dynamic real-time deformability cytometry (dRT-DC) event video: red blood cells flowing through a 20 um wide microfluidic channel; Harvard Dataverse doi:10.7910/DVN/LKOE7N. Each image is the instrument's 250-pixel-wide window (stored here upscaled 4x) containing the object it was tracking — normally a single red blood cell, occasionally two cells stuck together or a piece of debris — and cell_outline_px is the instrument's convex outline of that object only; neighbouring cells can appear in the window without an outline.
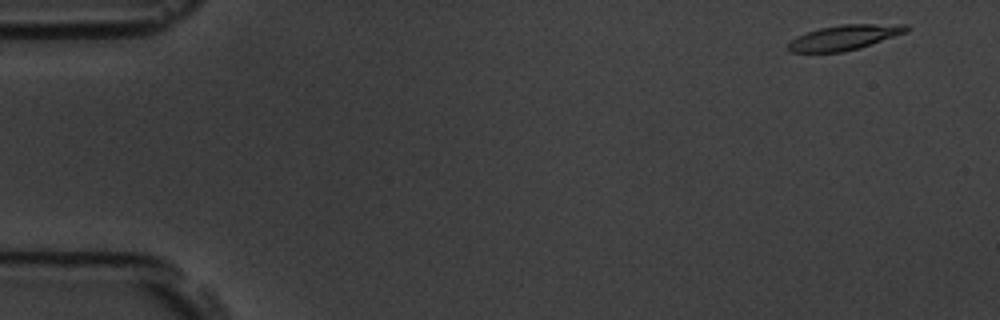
{"species": "common noctule bat (a hibernating species)", "species_latin": "Nyctalus noctula", "temperature_condition": "room temperature", "stored_images_in_passage": 4, "camera_frame_rate_fps": 3000, "um_per_image_px": 0.085, "animal": {"sex": "male", "body_mass_g": 19.5, "forearm_length_mm": 54.6}, "frame": {"image": 1, "passage_image": 1, "time_ms": 0.0, "image_size_px": [1000, 320], "cell_outline_px": [[912, 28], [908, 32], [860, 48], [840, 52], [788, 52], [788, 44], [796, 36], [804, 32], [820, 28], [840, 24], [908, 24]], "centroid_in_image_um": [71.81, 3.17], "position_along_channel_um": 13.2, "area_um2": 17.46}}
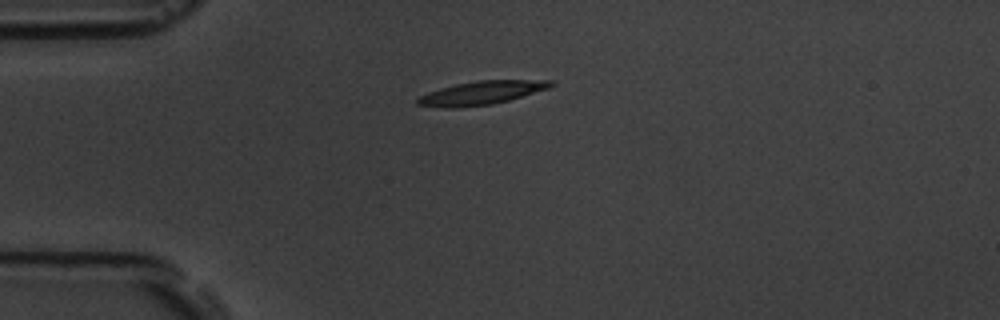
{"frame": {"image": 2, "passage_image": 4, "time_ms": 3.667, "image_size_px": [1000, 320], "cell_outline_px": [[556, 84], [548, 88], [508, 100], [492, 104], [460, 108], [452, 108], [416, 104], [416, 100], [420, 96], [428, 92], [440, 88], [456, 84], [476, 80], [556, 80]], "centroid_in_image_um": [40.94, 7.88], "position_along_channel_um": 44.1, "area_um2": 18.15}}